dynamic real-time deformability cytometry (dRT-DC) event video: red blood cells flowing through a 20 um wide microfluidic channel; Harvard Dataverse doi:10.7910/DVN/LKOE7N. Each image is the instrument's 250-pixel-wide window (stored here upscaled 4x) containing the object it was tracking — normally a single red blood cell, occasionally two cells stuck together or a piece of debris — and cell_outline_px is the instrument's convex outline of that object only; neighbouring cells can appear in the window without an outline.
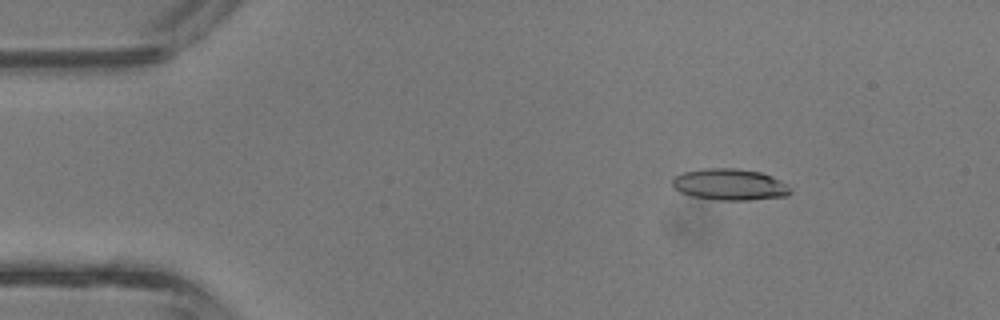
{"species": "common noctule bat (a hibernating species)", "species_latin": "Nyctalus noctula", "temperature_condition": "room temperature", "stored_images_in_passage": 42, "camera_frame_rate_fps": 3000, "um_per_image_px": 0.085, "animal": {"sex": "male", "body_mass_g": 13.3}, "frame": {"image": 1, "passage_image": 6, "time_ms": 1.667, "image_size_px": [1000, 320], "cell_outline_px": [[792, 192], [788, 196], [748, 200], [716, 200], [692, 196], [680, 192], [672, 184], [672, 180], [676, 176], [684, 172], [704, 168], [736, 168], [760, 172], [772, 176], [780, 180], [792, 188]], "centroid_in_image_um": [62.07, 15.69], "position_along_channel_um": 22.9, "area_um2": 21.68}}
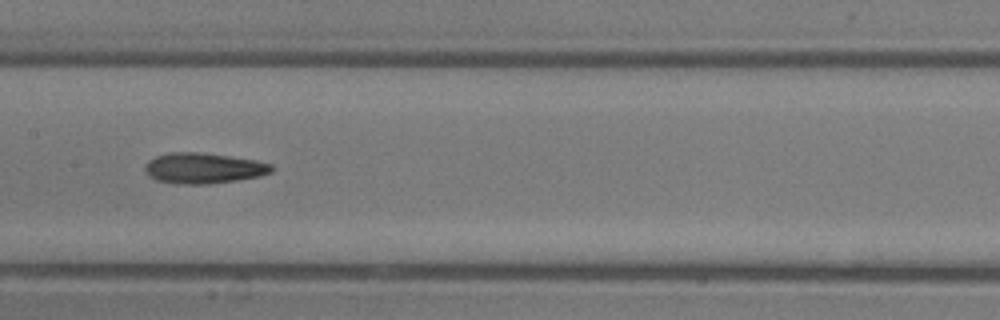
{"frame": {"image": 2, "passage_image": 21, "time_ms": 6.667, "image_size_px": [1000, 320], "cell_outline_px": [[272, 172], [260, 176], [236, 180], [208, 184], [176, 184], [156, 180], [148, 176], [144, 168], [144, 164], [148, 160], [156, 156], [168, 152], [196, 152], [256, 160], [272, 164]], "centroid_in_image_um": [17.25, 14.3], "position_along_channel_um": 190.2, "area_um2": 22.6}}
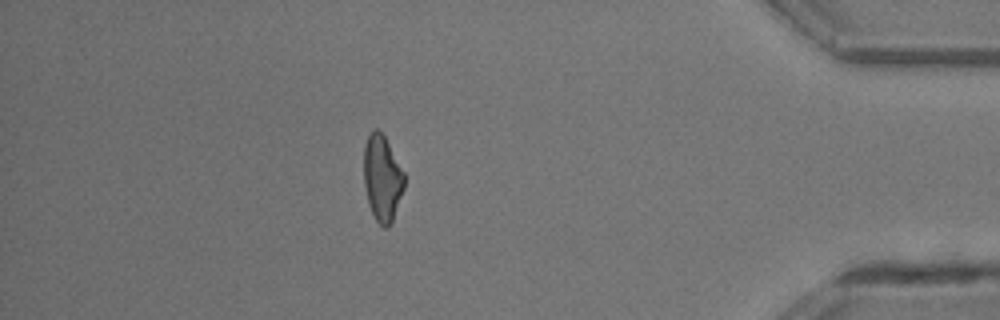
{"frame": {"image": 3, "passage_image": 37, "time_ms": 12.0, "image_size_px": [1000, 320], "cell_outline_px": [[404, 188], [392, 220], [388, 228], [384, 228], [376, 220], [368, 204], [364, 184], [364, 144], [368, 136], [376, 128], [384, 136], [404, 172]], "centroid_in_image_um": [32.48, 15.16], "position_along_channel_um": 402.7, "area_um2": 20.0}, "authors_computed_cell_mechanics": {"area_um2": 21.1548, "velocity_mm_per_s": 4.8691, "shape_relaxation_time_tau1_ms": 5.9417, "shape_relaxation_time_tau2_ms": 3.8326, "deformation_change_tau1": 0.1732, "deformation_change_tau2": 0.1573}}